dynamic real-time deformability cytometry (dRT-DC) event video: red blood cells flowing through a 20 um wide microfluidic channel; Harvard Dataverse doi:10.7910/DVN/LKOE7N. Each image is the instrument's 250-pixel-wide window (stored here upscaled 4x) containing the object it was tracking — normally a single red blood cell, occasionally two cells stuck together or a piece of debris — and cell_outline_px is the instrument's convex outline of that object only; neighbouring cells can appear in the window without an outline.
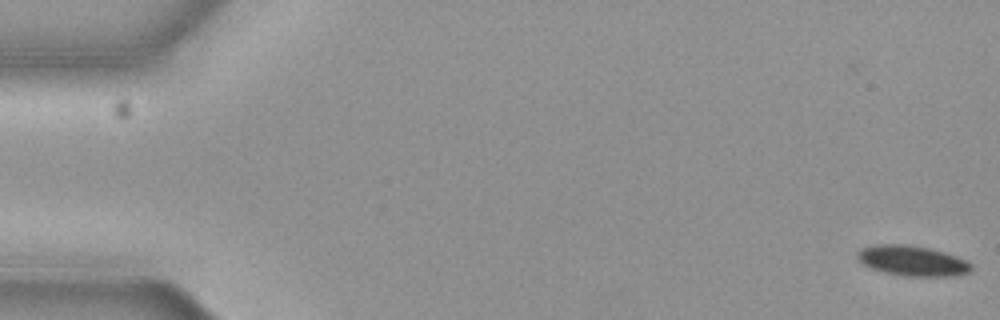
{"species": "common noctule bat (a hibernating species)", "species_latin": "Nyctalus noctula", "temperature_condition": "cold", "stored_images_in_passage": 12, "camera_frame_rate_fps": 3000, "um_per_image_px": 0.085, "animal": {"sex": "female", "body_mass_g": 19.3, "forearm_length_mm": 54.1}, "frame": {"image": 1, "passage_image": 1, "time_ms": 0.0, "image_size_px": [1000, 320], "cell_outline_px": [[972, 272], [956, 276], [908, 276], [884, 272], [872, 268], [864, 264], [856, 256], [856, 252], [860, 248], [876, 244], [908, 244], [928, 248], [944, 252], [956, 256], [972, 264]], "centroid_in_image_um": [77.56, 22.16], "position_along_channel_um": 7.4, "area_um2": 20.11}}